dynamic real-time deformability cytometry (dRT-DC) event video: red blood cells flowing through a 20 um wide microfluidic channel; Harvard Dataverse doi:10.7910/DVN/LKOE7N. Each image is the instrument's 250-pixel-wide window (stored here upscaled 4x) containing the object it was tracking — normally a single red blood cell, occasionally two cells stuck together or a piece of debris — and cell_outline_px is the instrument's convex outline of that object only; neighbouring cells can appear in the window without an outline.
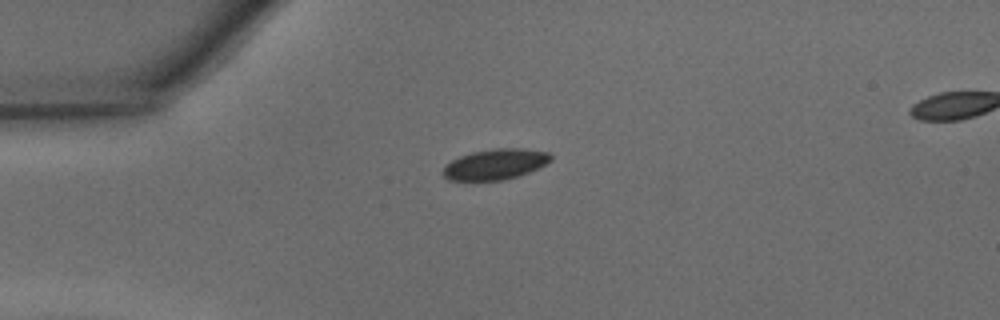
{"species": "common noctule bat (a hibernating species)", "species_latin": "Nyctalus noctula", "temperature_condition": "warm", "stored_images_in_passage": 32, "camera_frame_rate_fps": 3000, "um_per_image_px": 0.085, "animal": {"sex": "male", "body_mass_g": 15.6}, "frame": {"image": 1, "passage_image": 1, "time_ms": 0.0, "image_size_px": [1000, 320], "cell_outline_px": [[552, 160], [540, 168], [516, 176], [500, 180], [448, 180], [444, 176], [444, 164], [460, 156], [472, 152], [496, 148], [520, 148], [548, 152], [552, 156]], "centroid_in_image_um": [42.11, 13.95], "position_along_channel_um": 42.9, "area_um2": 19.07}}
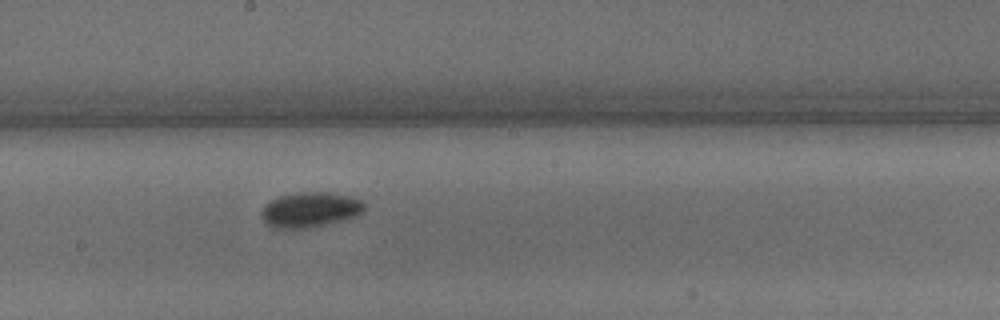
{"frame": {"image": 2, "passage_image": 15, "time_ms": 4.667, "image_size_px": [1000, 320], "cell_outline_px": [[364, 208], [356, 216], [308, 228], [272, 228], [264, 220], [260, 212], [264, 204], [280, 196], [300, 192], [328, 192], [348, 196], [360, 200], [364, 204]], "centroid_in_image_um": [26.31, 17.82], "position_along_channel_um": 221.9, "area_um2": 20.69}}
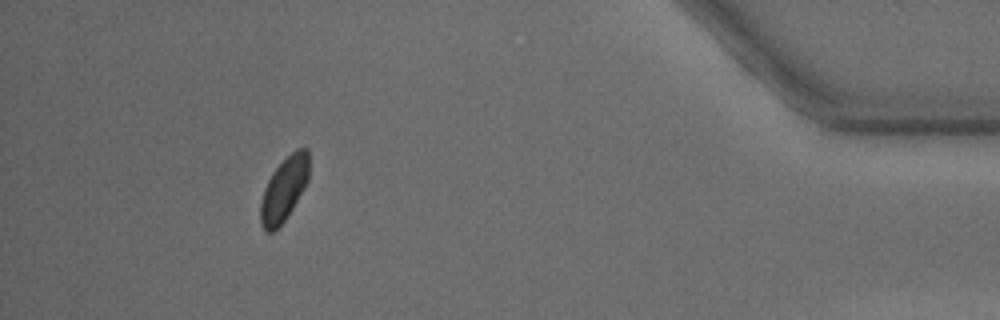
{"frame": {"image": 3, "passage_image": 32, "time_ms": 10.333, "image_size_px": [1000, 320], "cell_outline_px": [[308, 180], [304, 188], [292, 208], [284, 220], [272, 232], [264, 232], [260, 224], [260, 204], [264, 188], [272, 172], [296, 148], [308, 148]], "centroid_in_image_um": [24.12, 16.09], "position_along_channel_um": 411.1, "area_um2": 17.8}, "authors_computed_cell_mechanics": {"area_um2": 19.7387, "velocity_mm_per_s": 4.3293, "shape_relaxation_time_tau1_ms": 3.2287, "shape_relaxation_time_tau2_ms": null, "deformation_change_tau1": 0.0847, "deformation_change_tau2": null}}